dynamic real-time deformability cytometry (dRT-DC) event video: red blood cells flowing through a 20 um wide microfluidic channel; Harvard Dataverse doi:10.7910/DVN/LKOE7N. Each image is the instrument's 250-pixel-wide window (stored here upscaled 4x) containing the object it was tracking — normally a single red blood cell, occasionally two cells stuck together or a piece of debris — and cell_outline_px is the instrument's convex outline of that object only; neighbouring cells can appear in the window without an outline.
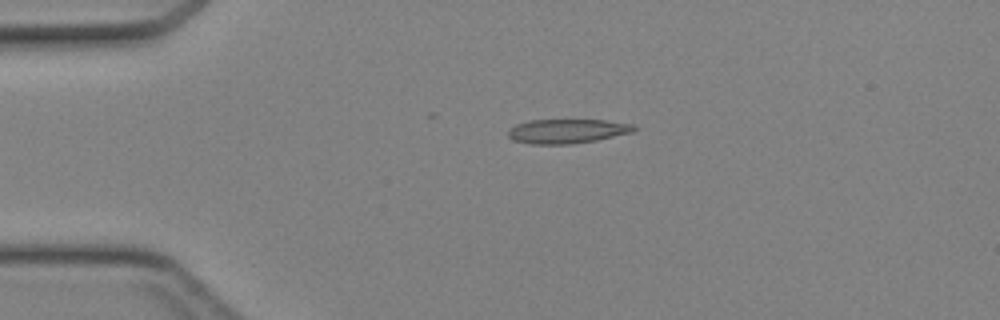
{"species": "Egyptian fruit bat (a non-hibernating species)", "species_latin": "Rousettus aegyptiacus", "temperature_condition": "cold", "stored_images_in_passage": 28, "camera_frame_rate_fps": 3000, "um_per_image_px": 0.085, "animal": {"sex": "female"}, "frame": {"image": 1, "passage_image": 1, "time_ms": 0.0, "image_size_px": [1000, 320], "cell_outline_px": [[636, 128], [632, 132], [596, 140], [572, 144], [528, 144], [512, 140], [508, 136], [508, 132], [516, 124], [532, 120], [604, 120], [632, 124]], "centroid_in_image_um": [48.18, 11.15], "position_along_channel_um": 36.8, "area_um2": 17.69}}
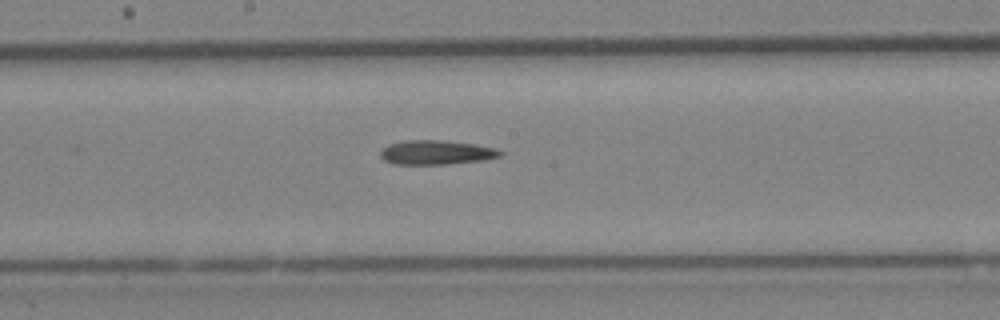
{"frame": {"image": 2, "passage_image": 15, "time_ms": 4.667, "image_size_px": [1000, 320], "cell_outline_px": [[504, 152], [500, 156], [484, 160], [448, 164], [392, 164], [384, 160], [380, 156], [380, 152], [388, 144], [404, 140], [444, 140], [472, 144], [496, 148]], "centroid_in_image_um": [37.07, 12.96], "position_along_channel_um": 211.1, "area_um2": 16.99}}
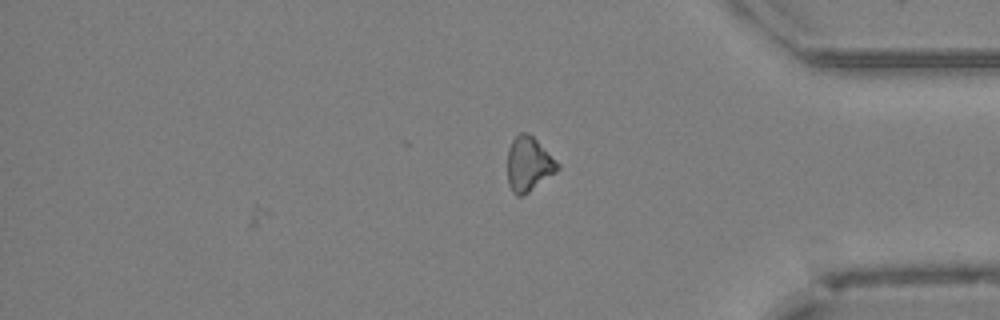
{"frame": {"image": 3, "passage_image": 28, "time_ms": 9.0, "image_size_px": [1000, 320], "cell_outline_px": [[560, 168], [556, 172], [528, 192], [520, 196], [516, 196], [512, 192], [508, 184], [508, 148], [512, 140], [520, 132], [528, 132], [560, 164]], "centroid_in_image_um": [44.93, 13.95], "position_along_channel_um": 390.3, "area_um2": 15.78}}